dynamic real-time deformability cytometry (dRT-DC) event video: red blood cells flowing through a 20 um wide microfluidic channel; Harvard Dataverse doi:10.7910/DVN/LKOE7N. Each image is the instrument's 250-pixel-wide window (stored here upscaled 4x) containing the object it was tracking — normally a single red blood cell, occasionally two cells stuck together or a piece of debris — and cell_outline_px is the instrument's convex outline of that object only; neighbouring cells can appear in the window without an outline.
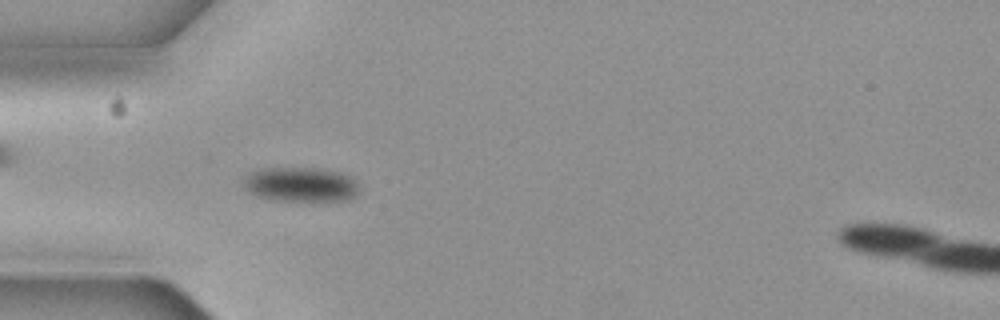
{"species": "common noctule bat (a hibernating species)", "species_latin": "Nyctalus noctula", "temperature_condition": "cold", "stored_images_in_passage": 6, "camera_frame_rate_fps": 3000, "um_per_image_px": 0.085, "animal": {"sex": "female", "body_mass_g": 19.3, "forearm_length_mm": 54.1}, "frame": {"image": 1, "passage_image": 5, "time_ms": 1.333, "image_size_px": [1000, 320], "cell_outline_px": [[360, 192], [356, 196], [348, 200], [272, 200], [256, 196], [248, 192], [244, 188], [244, 176], [260, 168], [320, 168], [340, 172], [352, 176], [360, 184]], "centroid_in_image_um": [25.6, 15.67], "position_along_channel_um": 59.4, "area_um2": 23.7}}